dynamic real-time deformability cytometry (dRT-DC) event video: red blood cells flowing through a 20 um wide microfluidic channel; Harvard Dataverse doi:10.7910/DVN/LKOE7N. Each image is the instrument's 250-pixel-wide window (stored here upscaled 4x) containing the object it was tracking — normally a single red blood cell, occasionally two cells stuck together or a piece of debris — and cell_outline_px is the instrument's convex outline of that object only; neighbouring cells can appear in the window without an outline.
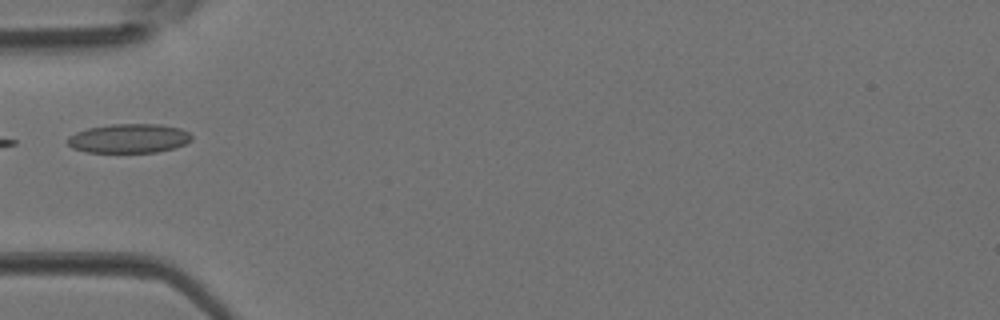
{"species": "Egyptian fruit bat (a non-hibernating species)", "species_latin": "Rousettus aegyptiacus", "temperature_condition": "room temperature", "stored_images_in_passage": 2, "camera_frame_rate_fps": 3000, "um_per_image_px": 0.085, "animal": {"sex": "female"}, "frame": {"image": 1, "passage_image": 2, "time_ms": 0.333, "image_size_px": [1000, 320], "cell_outline_px": [[192, 140], [184, 144], [172, 148], [156, 152], [88, 152], [72, 148], [68, 144], [68, 136], [76, 132], [88, 128], [112, 124], [160, 124], [180, 128], [188, 132], [192, 136]], "centroid_in_image_um": [10.96, 11.76], "position_along_channel_um": 74.0, "area_um2": 20.98}}